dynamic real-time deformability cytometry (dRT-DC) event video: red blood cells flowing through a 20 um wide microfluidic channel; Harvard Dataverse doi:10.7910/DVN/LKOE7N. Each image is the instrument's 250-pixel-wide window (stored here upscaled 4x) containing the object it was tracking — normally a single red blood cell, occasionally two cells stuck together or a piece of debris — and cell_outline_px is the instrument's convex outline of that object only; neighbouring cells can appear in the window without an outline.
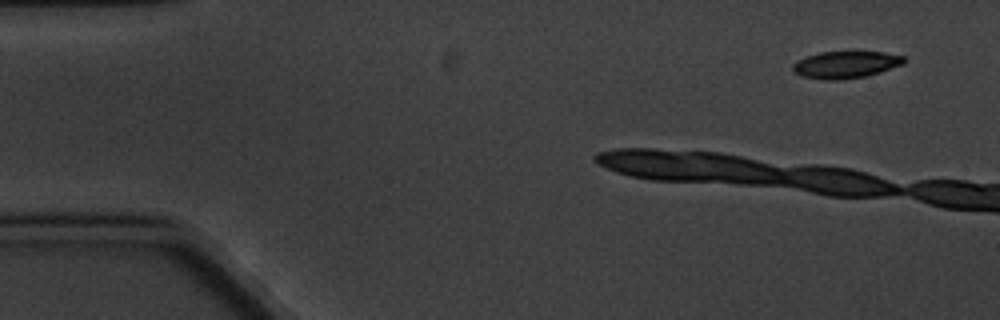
{"species": "common noctule bat (a hibernating species)", "species_latin": "Nyctalus noctula", "temperature_condition": "cold", "stored_images_in_passage": 6, "camera_frame_rate_fps": 3000, "um_per_image_px": 0.085, "animal": {"sex": "male", "body_mass_g": 20.1, "forearm_length_mm": 53.5}, "frame": {"image": 1, "passage_image": 6, "time_ms": 5.667, "image_size_px": [1000, 320], "cell_outline_px": [[904, 64], [868, 76], [840, 80], [824, 80], [800, 76], [792, 72], [792, 64], [796, 60], [820, 52], [884, 52], [904, 56]], "centroid_in_image_um": [71.85, 5.51], "position_along_channel_um": 13.2, "area_um2": 17.69}}